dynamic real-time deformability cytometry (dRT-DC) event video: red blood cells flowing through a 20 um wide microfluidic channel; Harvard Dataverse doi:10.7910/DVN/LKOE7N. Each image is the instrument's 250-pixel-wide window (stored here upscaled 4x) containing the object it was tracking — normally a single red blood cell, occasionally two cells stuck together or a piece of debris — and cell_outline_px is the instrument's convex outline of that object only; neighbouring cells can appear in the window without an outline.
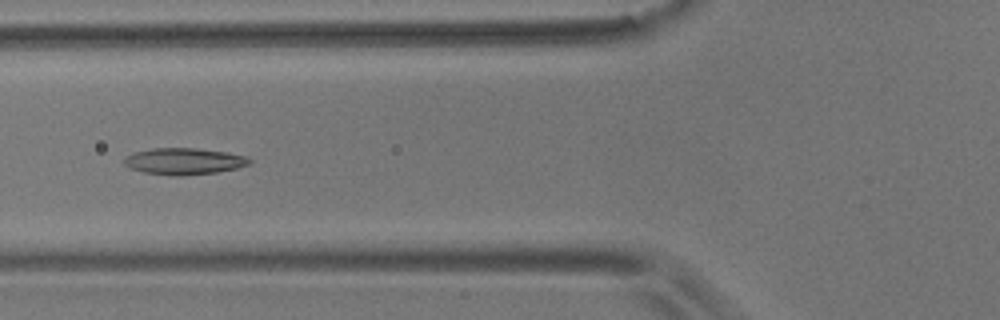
{"species": "common noctule bat (a hibernating species)", "species_latin": "Nyctalus noctula", "temperature_condition": "room temperature", "stored_images_in_passage": 10, "camera_frame_rate_fps": 3000, "um_per_image_px": 0.085, "animal": {"sex": "male", "body_mass_g": 17.9}, "frame": {"image": 1, "passage_image": 6, "time_ms": 6.667, "image_size_px": [1000, 320], "cell_outline_px": [[252, 160], [248, 164], [236, 168], [216, 172], [180, 176], [172, 176], [144, 172], [132, 168], [124, 164], [124, 156], [132, 152], [152, 148], [196, 148], [224, 152], [248, 156]], "centroid_in_image_um": [15.61, 13.7], "position_along_channel_um": 110.2, "area_um2": 19.36}}
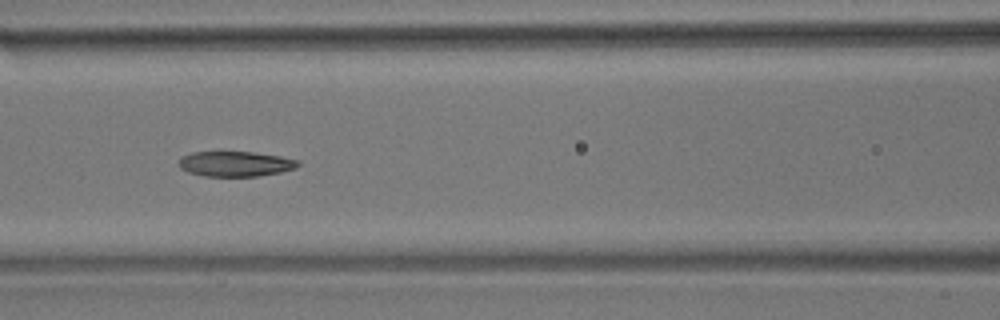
{"frame": {"image": 2, "passage_image": 7, "time_ms": 7.667, "image_size_px": [1000, 320], "cell_outline_px": [[300, 164], [296, 168], [280, 172], [260, 176], [204, 176], [188, 172], [180, 168], [176, 164], [180, 156], [192, 152], [252, 152], [280, 156], [300, 160]], "centroid_in_image_um": [19.98, 13.92], "position_along_channel_um": 146.6, "area_um2": 17.69}}